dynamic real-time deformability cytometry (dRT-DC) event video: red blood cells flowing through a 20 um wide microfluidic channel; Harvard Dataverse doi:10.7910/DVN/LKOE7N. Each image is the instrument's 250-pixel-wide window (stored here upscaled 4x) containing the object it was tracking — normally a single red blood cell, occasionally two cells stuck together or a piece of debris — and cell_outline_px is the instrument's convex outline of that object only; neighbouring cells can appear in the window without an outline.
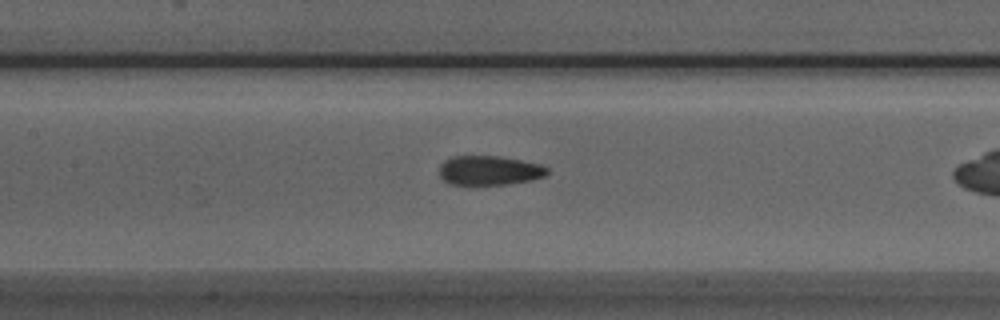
{"species": "Egyptian fruit bat (a non-hibernating species)", "species_latin": "Rousettus aegyptiacus", "temperature_condition": "room temperature", "stored_images_in_passage": 37, "camera_frame_rate_fps": 3000, "um_per_image_px": 0.085, "animal": {"sex": "male"}, "frame": {"image": 1, "passage_image": 20, "time_ms": 6.333, "image_size_px": [1000, 320], "cell_outline_px": [[548, 172], [544, 176], [532, 180], [508, 184], [448, 184], [440, 176], [440, 164], [444, 160], [452, 156], [500, 156], [540, 164], [548, 168]], "centroid_in_image_um": [41.58, 14.48], "position_along_channel_um": 165.8, "area_um2": 18.44}}
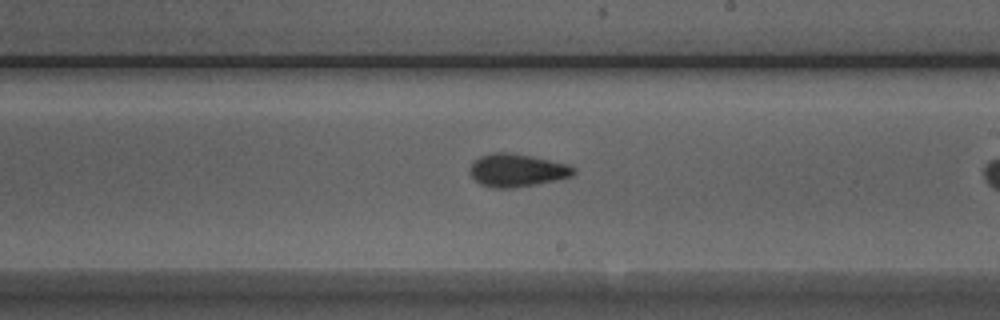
{"frame": {"image": 2, "passage_image": 26, "time_ms": 8.333, "image_size_px": [1000, 320], "cell_outline_px": [[576, 172], [572, 176], [536, 184], [512, 188], [492, 188], [480, 184], [468, 172], [472, 160], [480, 156], [492, 152], [508, 152], [532, 156], [568, 164], [576, 168]], "centroid_in_image_um": [43.91, 14.46], "position_along_channel_um": 245.1, "area_um2": 20.06}}
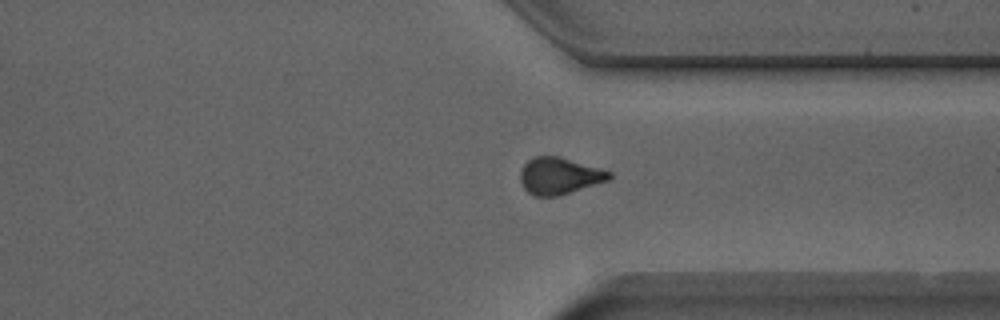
{"frame": {"image": 3, "passage_image": 35, "time_ms": 11.333, "image_size_px": [1000, 320], "cell_outline_px": [[612, 176], [608, 180], [560, 196], [532, 196], [524, 188], [520, 180], [520, 172], [524, 164], [528, 160], [536, 156], [560, 156], [600, 168], [612, 172]], "centroid_in_image_um": [47.54, 14.95], "position_along_channel_um": 363.9, "area_um2": 19.13}}